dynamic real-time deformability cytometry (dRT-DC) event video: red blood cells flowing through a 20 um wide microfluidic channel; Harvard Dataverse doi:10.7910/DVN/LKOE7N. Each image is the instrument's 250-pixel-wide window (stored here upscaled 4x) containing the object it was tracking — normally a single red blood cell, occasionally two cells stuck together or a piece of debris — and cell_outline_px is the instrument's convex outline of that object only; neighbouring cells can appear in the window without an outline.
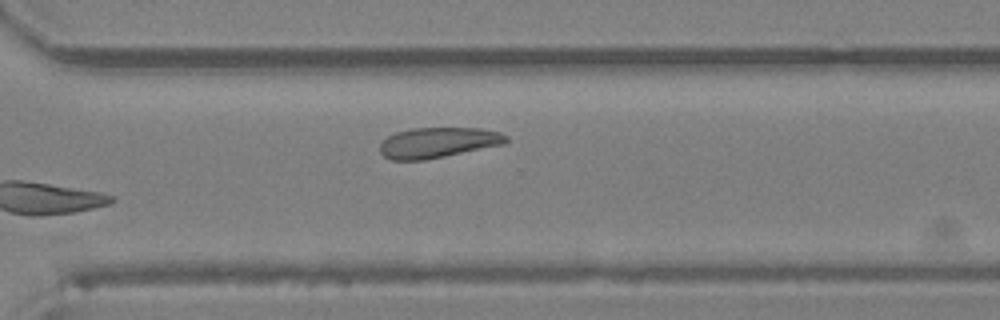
{"species": "Egyptian fruit bat (a non-hibernating species)", "species_latin": "Rousettus aegyptiacus", "temperature_condition": "room temperature", "stored_images_in_passage": 19, "camera_frame_rate_fps": 3000, "um_per_image_px": 0.085, "animal": {"sex": "female"}, "frame": {"image": 1, "passage_image": 19, "time_ms": 6.0, "image_size_px": [1000, 320], "cell_outline_px": [[508, 140], [504, 144], [424, 160], [392, 160], [384, 156], [380, 152], [380, 144], [388, 136], [396, 132], [412, 128], [480, 128], [500, 132], [508, 136]], "centroid_in_image_um": [37.23, 12.11], "position_along_channel_um": 333.4, "area_um2": 22.25}}